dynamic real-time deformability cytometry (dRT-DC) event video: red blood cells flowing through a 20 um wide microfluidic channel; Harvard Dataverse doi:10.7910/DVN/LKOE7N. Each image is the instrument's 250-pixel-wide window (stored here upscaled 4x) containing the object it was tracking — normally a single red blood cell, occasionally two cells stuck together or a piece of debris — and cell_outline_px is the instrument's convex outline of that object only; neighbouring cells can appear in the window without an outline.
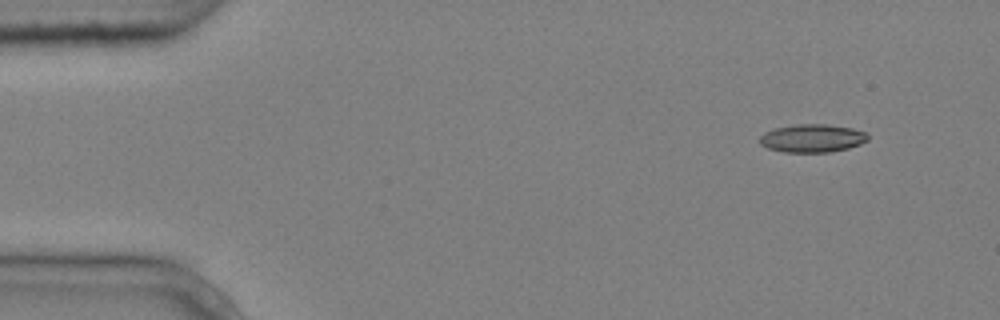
{"species": "common noctule bat (a hibernating species)", "species_latin": "Nyctalus noctula", "temperature_condition": "cold", "stored_images_in_passage": 4, "camera_frame_rate_fps": 3000, "um_per_image_px": 0.085, "animal": {"sex": "male", "body_mass_g": 20.4}, "frame": {"image": 1, "passage_image": 1, "time_ms": 0.0, "image_size_px": [1000, 320], "cell_outline_px": [[868, 140], [860, 144], [848, 148], [828, 152], [784, 152], [768, 148], [760, 144], [760, 136], [764, 132], [776, 128], [796, 124], [824, 124], [852, 128], [864, 132], [868, 136]], "centroid_in_image_um": [69.03, 11.75], "position_along_channel_um": 16.0, "area_um2": 17.57}}
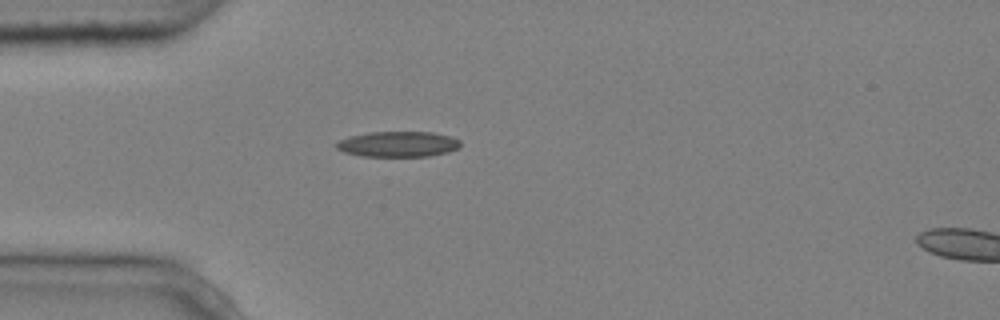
{"frame": {"image": 2, "passage_image": 3, "time_ms": 0.667, "image_size_px": [1000, 320], "cell_outline_px": [[460, 148], [448, 152], [428, 156], [360, 156], [344, 152], [336, 148], [332, 144], [348, 136], [368, 132], [432, 132], [452, 136], [460, 140]], "centroid_in_image_um": [33.82, 12.24], "position_along_channel_um": 51.2, "area_um2": 18.67}}